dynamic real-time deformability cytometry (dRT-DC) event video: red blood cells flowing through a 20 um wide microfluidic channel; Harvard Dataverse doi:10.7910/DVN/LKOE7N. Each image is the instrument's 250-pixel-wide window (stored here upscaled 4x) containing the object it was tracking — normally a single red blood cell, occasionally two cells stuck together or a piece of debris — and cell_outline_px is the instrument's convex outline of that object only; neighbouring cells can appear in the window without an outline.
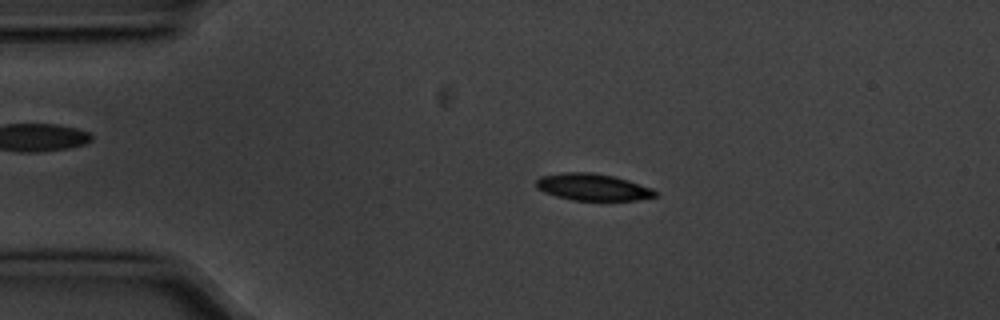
{"species": "common noctule bat (a hibernating species)", "species_latin": "Nyctalus noctula", "temperature_condition": "cold", "stored_images_in_passage": 14, "camera_frame_rate_fps": 3000, "um_per_image_px": 0.085, "animal": {"sex": "male", "body_mass_g": 20.1, "forearm_length_mm": 53.5}, "frame": {"image": 1, "passage_image": 3, "time_ms": 0.667, "image_size_px": [1000, 320], "cell_outline_px": [[660, 196], [636, 200], [572, 200], [556, 196], [544, 192], [536, 188], [536, 180], [540, 176], [560, 172], [592, 172], [612, 176], [628, 180], [652, 188], [660, 192]], "centroid_in_image_um": [50.4, 15.9], "position_along_channel_um": 34.6, "area_um2": 18.84}}
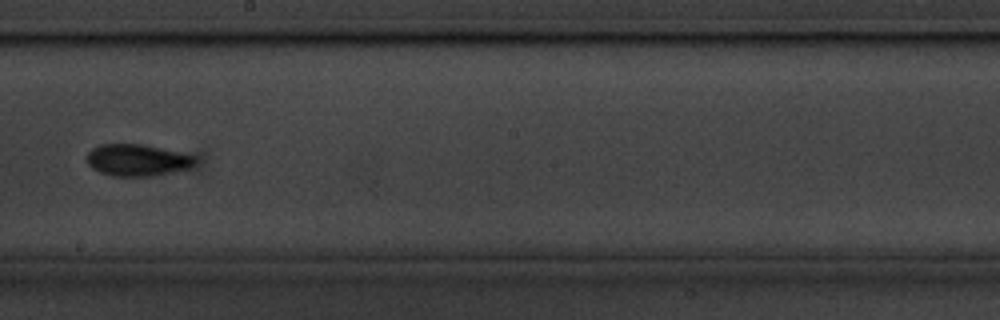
{"frame": {"image": 2, "passage_image": 8, "time_ms": 2.333, "image_size_px": [1000, 320], "cell_outline_px": [[196, 164], [188, 168], [172, 172], [152, 176], [112, 176], [100, 172], [92, 168], [88, 164], [88, 152], [92, 148], [100, 144], [140, 144], [180, 152], [196, 156]], "centroid_in_image_um": [11.68, 13.61], "position_along_channel_um": 236.5, "area_um2": 20.0}}